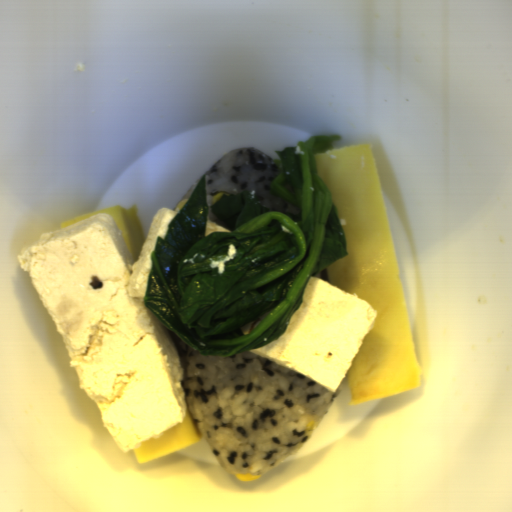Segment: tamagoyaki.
I'll return each mask as SVG.
<instances>
[{
	"mask_svg": "<svg viewBox=\"0 0 512 512\" xmlns=\"http://www.w3.org/2000/svg\"><path fill=\"white\" fill-rule=\"evenodd\" d=\"M203 438L188 408L180 424L159 433L132 450L137 463H144L184 448Z\"/></svg>",
	"mask_w": 512,
	"mask_h": 512,
	"instance_id": "obj_2",
	"label": "tamagoyaki"
},
{
	"mask_svg": "<svg viewBox=\"0 0 512 512\" xmlns=\"http://www.w3.org/2000/svg\"><path fill=\"white\" fill-rule=\"evenodd\" d=\"M100 213H108L121 231L123 238L135 260L140 258L144 243L146 241L144 231L140 222L138 212L134 206H113L92 210L70 220L60 223L59 227L64 228Z\"/></svg>",
	"mask_w": 512,
	"mask_h": 512,
	"instance_id": "obj_3",
	"label": "tamagoyaki"
},
{
	"mask_svg": "<svg viewBox=\"0 0 512 512\" xmlns=\"http://www.w3.org/2000/svg\"><path fill=\"white\" fill-rule=\"evenodd\" d=\"M313 156L349 254L325 269L328 283L378 312L345 374L348 405L417 389L420 368L371 145L332 147Z\"/></svg>",
	"mask_w": 512,
	"mask_h": 512,
	"instance_id": "obj_1",
	"label": "tamagoyaki"
}]
</instances>
